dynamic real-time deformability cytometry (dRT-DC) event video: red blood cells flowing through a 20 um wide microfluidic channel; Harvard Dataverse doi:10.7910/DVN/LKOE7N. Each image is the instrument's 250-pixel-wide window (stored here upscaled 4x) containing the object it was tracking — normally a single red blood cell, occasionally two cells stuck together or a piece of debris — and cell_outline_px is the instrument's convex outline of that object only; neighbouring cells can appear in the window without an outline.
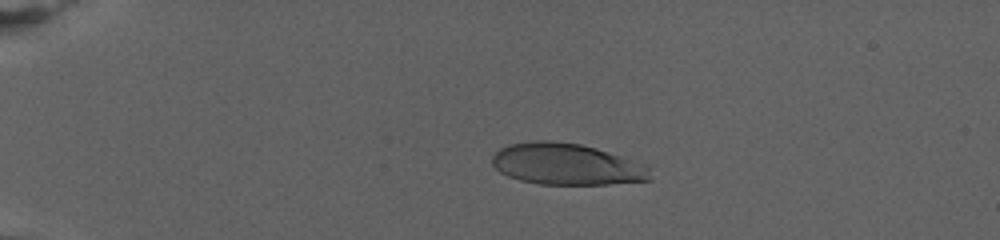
{"species": "human", "species_latin": "Homo sapiens", "temperature_condition": "warm", "stored_images_in_passage": 78, "camera_frame_rate_fps": 3000, "um_per_image_px": 0.085, "donor": {"sex": "female"}, "frame": {"image": 1, "passage_image": 19, "time_ms": 6.0, "image_size_px": [1000, 240], "cell_outline_px": [[652, 180], [608, 184], [540, 184], [520, 180], [508, 176], [500, 172], [492, 164], [492, 156], [500, 148], [508, 144], [532, 140], [556, 140], [580, 144], [596, 148], [648, 164]], "centroid_in_image_um": [48.17, 13.94], "position_along_channel_um": 36.8, "area_um2": 38.55}}
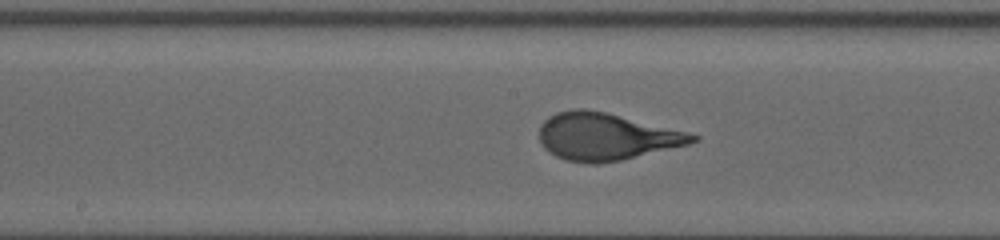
{"frame": {"image": 2, "passage_image": 44, "time_ms": 14.333, "image_size_px": [1000, 240], "cell_outline_px": [[700, 140], [688, 144], [620, 160], [596, 164], [588, 164], [564, 160], [548, 152], [540, 144], [540, 124], [548, 116], [556, 112], [572, 108], [588, 108], [688, 132], [700, 136]], "centroid_in_image_um": [51.46, 11.6], "position_along_channel_um": 196.7, "area_um2": 42.19}}
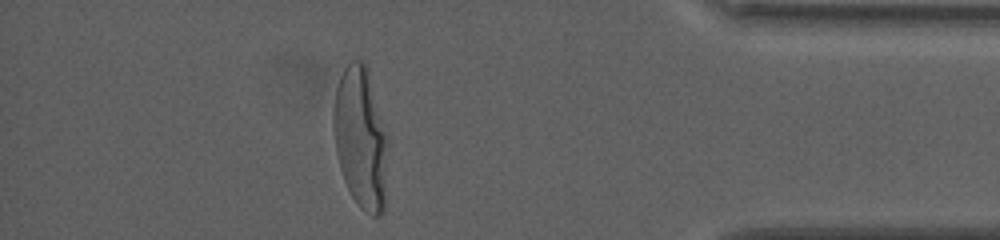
{"frame": {"image": 3, "passage_image": 70, "time_ms": 23.0, "image_size_px": [1000, 240], "cell_outline_px": [[388, 144], [384, 208], [380, 216], [372, 216], [360, 208], [352, 196], [344, 180], [340, 168], [336, 152], [332, 128], [332, 108], [336, 88], [340, 76], [344, 68], [352, 60], [360, 60], [368, 68], [388, 136]], "centroid_in_image_um": [30.66, 11.71], "position_along_channel_um": 404.5, "area_um2": 45.43}, "authors_computed_cell_mechanics": {"area_um2": 40.9513, "velocity_mm_per_s": 2.7565, "shape_relaxation_time_tau1_ms": 6.6392, "shape_relaxation_time_tau2_ms": null, "deformation_change_tau1": 0.2779, "deformation_change_tau2": null}}